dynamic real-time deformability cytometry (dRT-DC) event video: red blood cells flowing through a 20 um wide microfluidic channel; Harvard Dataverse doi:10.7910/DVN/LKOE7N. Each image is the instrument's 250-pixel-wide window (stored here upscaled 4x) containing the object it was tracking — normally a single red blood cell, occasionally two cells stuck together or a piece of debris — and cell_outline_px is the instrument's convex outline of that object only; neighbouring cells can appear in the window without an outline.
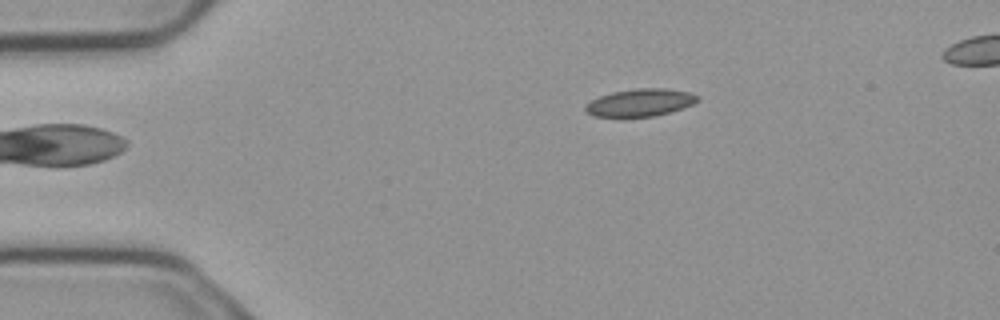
{"species": "common noctule bat (a hibernating species)", "species_latin": "Nyctalus noctula", "temperature_condition": "cold", "stored_images_in_passage": 4, "camera_frame_rate_fps": 3000, "um_per_image_px": 0.085, "animal": {"sex": "male", "body_mass_g": 23.1, "forearm_length_mm": 52.7}, "frame": {"image": 1, "passage_image": 4, "time_ms": 1.0, "image_size_px": [1000, 320], "cell_outline_px": [[700, 100], [692, 104], [668, 112], [652, 116], [596, 116], [588, 112], [584, 108], [592, 100], [600, 96], [612, 92], [636, 88], [664, 88], [688, 92], [700, 96]], "centroid_in_image_um": [54.45, 8.7], "position_along_channel_um": 30.6, "area_um2": 17.51}}